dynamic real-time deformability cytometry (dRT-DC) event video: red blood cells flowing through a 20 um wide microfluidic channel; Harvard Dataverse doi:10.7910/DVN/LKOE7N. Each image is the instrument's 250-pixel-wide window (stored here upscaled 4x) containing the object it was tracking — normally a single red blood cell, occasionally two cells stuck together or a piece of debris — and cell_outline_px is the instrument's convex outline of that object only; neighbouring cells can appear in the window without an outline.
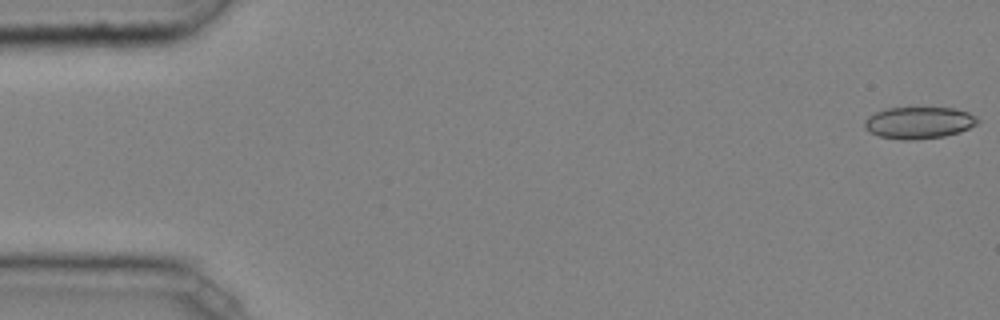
{"species": "common noctule bat (a hibernating species)", "species_latin": "Nyctalus noctula", "temperature_condition": "cold", "stored_images_in_passage": 45, "camera_frame_rate_fps": 3000, "um_per_image_px": 0.085, "animal": {"sex": "male", "body_mass_g": 20.4}, "frame": {"image": 1, "passage_image": 1, "time_ms": 0.0, "image_size_px": [1000, 320], "cell_outline_px": [[980, 120], [976, 124], [960, 132], [944, 136], [916, 140], [900, 140], [880, 136], [868, 132], [864, 128], [864, 120], [868, 116], [876, 112], [888, 108], [956, 108], [968, 112], [976, 116]], "centroid_in_image_um": [78.09, 10.44], "position_along_channel_um": 6.9, "area_um2": 21.1}}
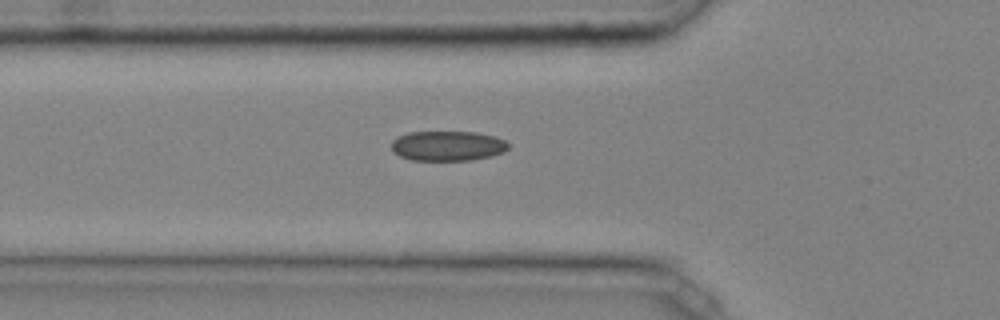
{"frame": {"image": 2, "passage_image": 17, "time_ms": 5.333, "image_size_px": [1000, 320], "cell_outline_px": [[508, 148], [504, 152], [492, 156], [472, 160], [412, 160], [400, 156], [392, 152], [392, 140], [396, 136], [408, 132], [476, 132], [496, 136], [504, 140], [508, 144]], "centroid_in_image_um": [38.04, 12.39], "position_along_channel_um": 87.8, "area_um2": 20.58}}
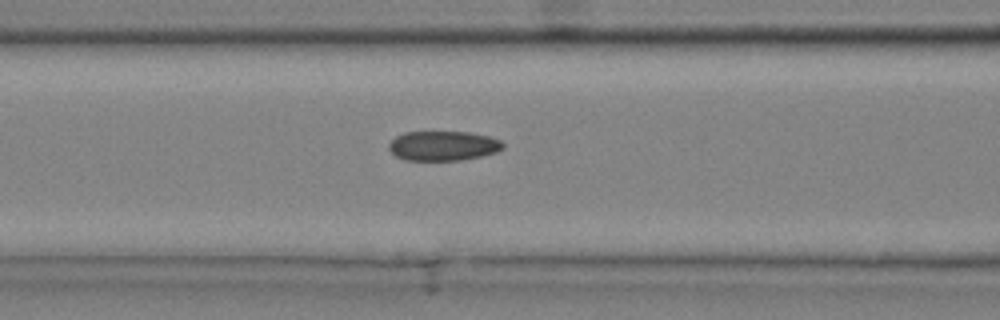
{"frame": {"image": 3, "passage_image": 20, "time_ms": 6.333, "image_size_px": [1000, 320], "cell_outline_px": [[504, 148], [496, 152], [480, 156], [460, 160], [404, 160], [396, 156], [388, 148], [388, 144], [396, 136], [404, 132], [468, 132], [488, 136], [500, 140], [504, 144]], "centroid_in_image_um": [37.65, 12.39], "position_along_channel_um": 128.9, "area_um2": 19.65}, "authors_computed_cell_mechanics": {"area_um2": 20.4612, "velocity_mm_per_s": 4.0748, "shape_relaxation_time_tau1_ms": null, "shape_relaxation_time_tau2_ms": 2.8256, "deformation_change_tau1": null, "deformation_change_tau2": 0.0741}}